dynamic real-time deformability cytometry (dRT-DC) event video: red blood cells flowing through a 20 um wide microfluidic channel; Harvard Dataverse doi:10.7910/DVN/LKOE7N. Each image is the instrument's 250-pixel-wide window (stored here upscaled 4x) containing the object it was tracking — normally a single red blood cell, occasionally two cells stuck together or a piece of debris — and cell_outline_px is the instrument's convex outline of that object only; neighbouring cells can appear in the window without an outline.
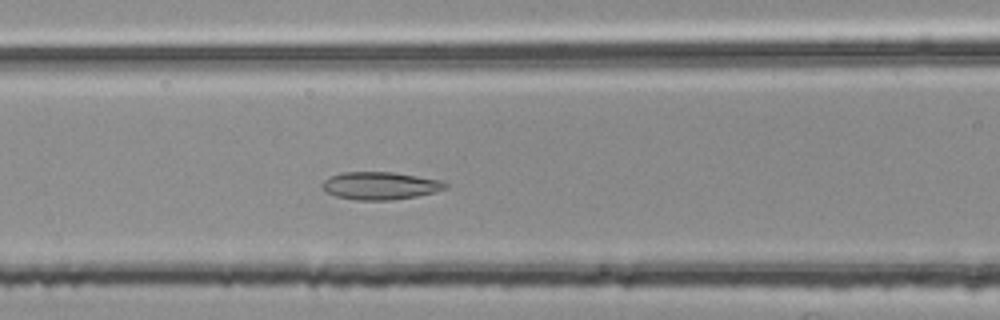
{"species": "common noctule bat (a hibernating species)", "species_latin": "Nyctalus noctula", "temperature_condition": "room temperature", "stored_images_in_passage": 38, "camera_frame_rate_fps": 3000, "um_per_image_px": 0.085, "animal": {"sex": "female", "body_mass_g": 25.1}, "frame": {"image": 1, "passage_image": 8, "time_ms": 2.333, "image_size_px": [1000, 320], "cell_outline_px": [[448, 188], [436, 192], [416, 196], [392, 200], [356, 200], [336, 196], [324, 192], [320, 184], [328, 176], [344, 172], [392, 172], [440, 180], [448, 184]], "centroid_in_image_um": [32.28, 15.79], "position_along_channel_um": 134.3, "area_um2": 20.0}}
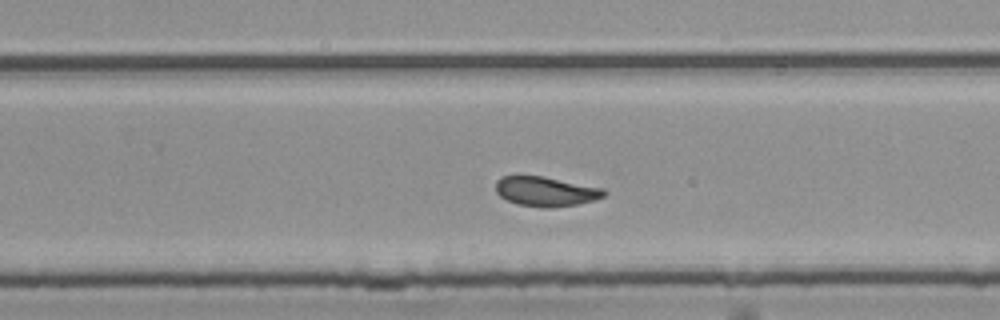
{"frame": {"image": 2, "passage_image": 20, "time_ms": 6.333, "image_size_px": [1000, 320], "cell_outline_px": [[608, 192], [604, 196], [592, 200], [576, 204], [552, 208], [544, 208], [516, 204], [500, 196], [496, 192], [496, 180], [500, 176], [540, 176], [604, 188]], "centroid_in_image_um": [46.37, 16.28], "position_along_channel_um": 283.4, "area_um2": 18.61}}
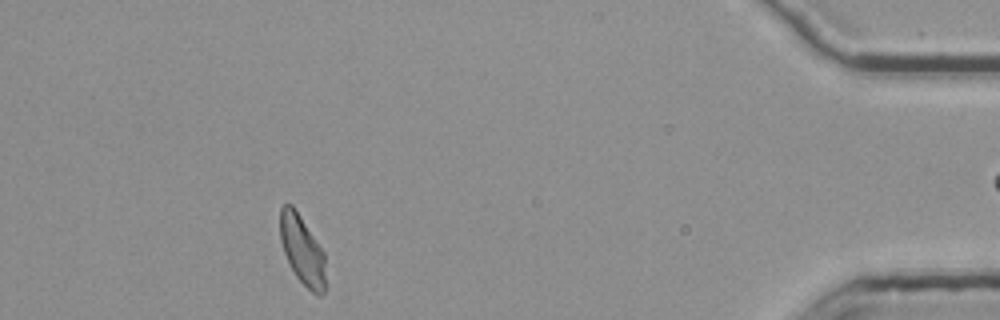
{"frame": {"image": 3, "passage_image": 35, "time_ms": 11.333, "image_size_px": [1000, 320], "cell_outline_px": [[328, 288], [320, 296], [316, 296], [296, 276], [284, 252], [280, 240], [280, 208], [284, 204], [292, 204], [324, 252], [328, 284]], "centroid_in_image_um": [25.74, 21.32], "position_along_channel_um": 409.5, "area_um2": 18.55}, "authors_computed_cell_mechanics": {"area_um2": 18.9006, "velocity_mm_per_s": 3.7472, "shape_relaxation_time_tau1_ms": 3.8214, "shape_relaxation_time_tau2_ms": 1.6542, "deformation_change_tau1": 0.1106, "deformation_change_tau2": 0.0831}}